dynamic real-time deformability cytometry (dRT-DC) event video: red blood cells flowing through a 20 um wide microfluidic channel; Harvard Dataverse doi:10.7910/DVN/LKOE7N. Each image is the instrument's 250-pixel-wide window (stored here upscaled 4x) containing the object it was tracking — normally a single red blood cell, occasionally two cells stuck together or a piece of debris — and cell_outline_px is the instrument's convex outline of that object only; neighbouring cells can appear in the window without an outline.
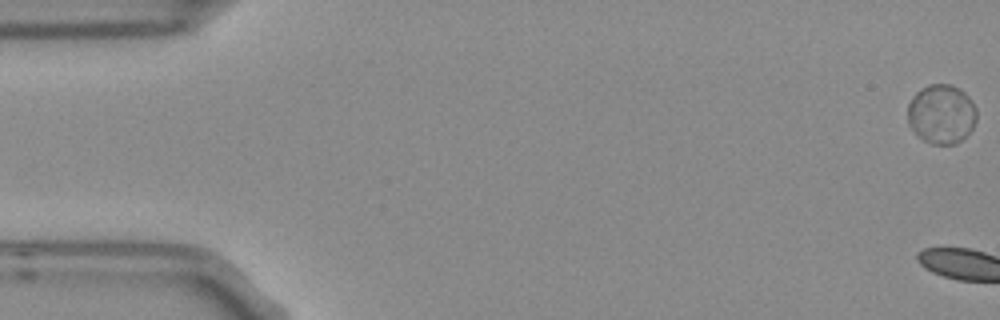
{"species": "Egyptian fruit bat (a non-hibernating species)", "species_latin": "Rousettus aegyptiacus", "temperature_condition": "room temperature", "stored_images_in_passage": 6, "camera_frame_rate_fps": 3000, "um_per_image_px": 0.085, "frame": {"image": 1, "passage_image": 1, "time_ms": 0.0, "image_size_px": [1000, 320], "cell_outline_px": [[976, 120], [972, 128], [956, 144], [932, 144], [916, 136], [908, 124], [908, 104], [912, 96], [916, 92], [928, 84], [948, 84], [960, 88], [968, 96], [976, 108]], "centroid_in_image_um": [80.0, 9.69], "position_along_channel_um": 5.0, "area_um2": 23.93}}